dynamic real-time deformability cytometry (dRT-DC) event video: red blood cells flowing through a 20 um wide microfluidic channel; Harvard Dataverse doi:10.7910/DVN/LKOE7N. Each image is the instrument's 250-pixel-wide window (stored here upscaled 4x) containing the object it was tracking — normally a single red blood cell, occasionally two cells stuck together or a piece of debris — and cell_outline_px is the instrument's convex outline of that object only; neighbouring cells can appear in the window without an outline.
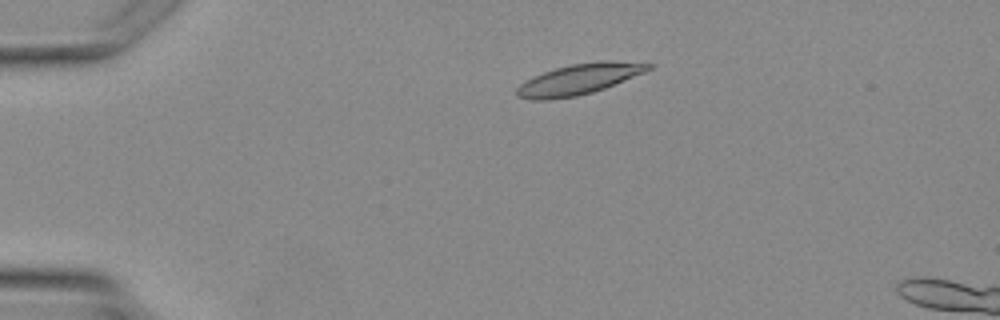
{"species": "Egyptian fruit bat (a non-hibernating species)", "species_latin": "Rousettus aegyptiacus", "temperature_condition": "warm", "stored_images_in_passage": 4, "camera_frame_rate_fps": 3000, "um_per_image_px": 0.085, "animal": {"sex": "female"}, "frame": {"image": 1, "passage_image": 2, "time_ms": 1.333, "image_size_px": [1000, 320], "cell_outline_px": [[652, 68], [644, 72], [604, 88], [592, 92], [576, 96], [548, 100], [532, 100], [516, 96], [516, 88], [524, 80], [532, 76], [556, 68], [572, 64], [600, 60], [612, 60], [652, 64]], "centroid_in_image_um": [49.16, 6.73], "position_along_channel_um": 35.8, "area_um2": 23.41}}